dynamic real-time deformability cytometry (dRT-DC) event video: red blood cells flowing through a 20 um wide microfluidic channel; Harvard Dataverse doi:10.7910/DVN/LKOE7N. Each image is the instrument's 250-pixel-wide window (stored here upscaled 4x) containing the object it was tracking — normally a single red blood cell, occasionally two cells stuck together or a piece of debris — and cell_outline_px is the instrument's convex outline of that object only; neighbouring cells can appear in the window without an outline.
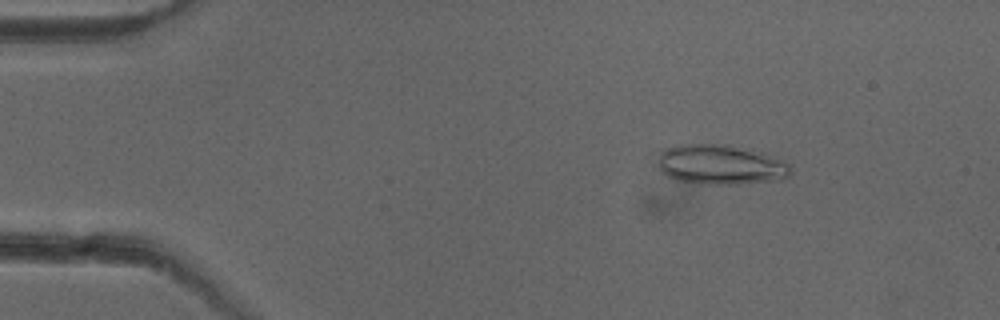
{"species": "common noctule bat (a hibernating species)", "species_latin": "Nyctalus noctula", "temperature_condition": "cold", "stored_images_in_passage": 51, "camera_frame_rate_fps": 3000, "um_per_image_px": 0.085, "animal": {"sex": "female"}, "frame": {"image": 1, "passage_image": 7, "time_ms": 2.0, "image_size_px": [1000, 320], "cell_outline_px": [[792, 172], [788, 176], [780, 180], [736, 184], [700, 184], [680, 180], [668, 176], [660, 172], [656, 164], [664, 152], [668, 148], [680, 144], [724, 144], [764, 152], [788, 164], [792, 168]], "centroid_in_image_um": [61.28, 14.0], "position_along_channel_um": 23.7, "area_um2": 30.81}}
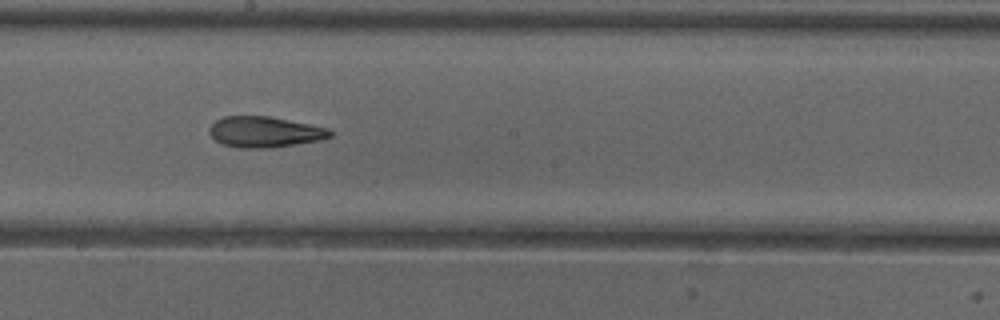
{"frame": {"image": 2, "passage_image": 28, "time_ms": 9.0, "image_size_px": [1000, 320], "cell_outline_px": [[332, 136], [320, 140], [296, 144], [264, 148], [240, 148], [224, 144], [216, 140], [208, 132], [208, 128], [216, 120], [224, 116], [268, 116], [328, 128], [332, 132]], "centroid_in_image_um": [22.48, 11.21], "position_along_channel_um": 225.7, "area_um2": 21.44}}
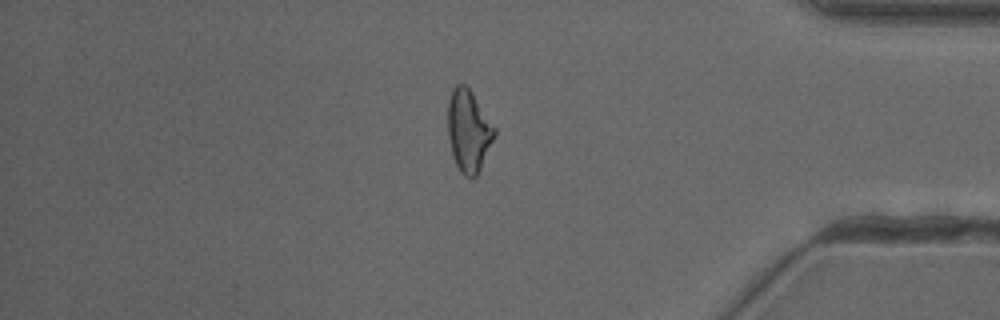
{"frame": {"image": 3, "passage_image": 43, "time_ms": 14.0, "image_size_px": [1000, 320], "cell_outline_px": [[496, 132], [480, 168], [476, 176], [472, 180], [464, 176], [460, 172], [452, 156], [448, 136], [448, 100], [452, 88], [456, 84], [464, 84], [472, 92], [496, 128]], "centroid_in_image_um": [39.81, 11.12], "position_along_channel_um": 395.4, "area_um2": 22.25}, "authors_computed_cell_mechanics": {"area_um2": 22.7732, "velocity_mm_per_s": 3.991, "shape_relaxation_time_tau1_ms": null, "shape_relaxation_time_tau2_ms": 3.1629, "deformation_change_tau1": null, "deformation_change_tau2": 0.1226}}